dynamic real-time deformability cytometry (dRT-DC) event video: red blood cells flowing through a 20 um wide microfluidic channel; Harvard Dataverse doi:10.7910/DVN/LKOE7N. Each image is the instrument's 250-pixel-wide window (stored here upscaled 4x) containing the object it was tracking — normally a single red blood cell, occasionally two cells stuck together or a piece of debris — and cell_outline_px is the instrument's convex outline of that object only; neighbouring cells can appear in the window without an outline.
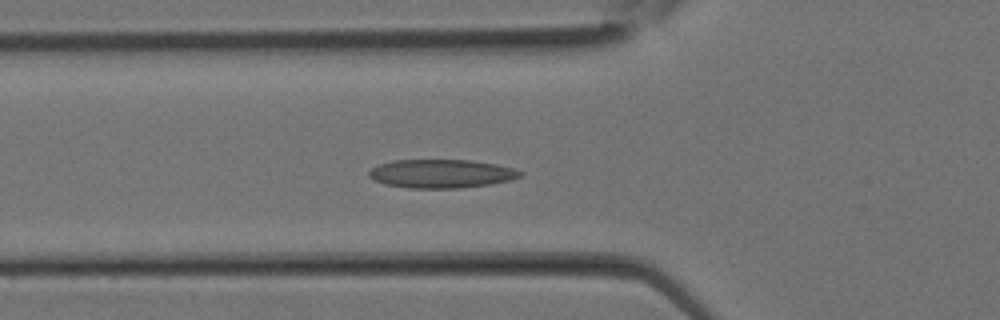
{"species": "Egyptian fruit bat (a non-hibernating species)", "species_latin": "Rousettus aegyptiacus", "temperature_condition": "room temperature", "stored_images_in_passage": 15, "camera_frame_rate_fps": 3000, "um_per_image_px": 0.085, "animal": {"sex": "female"}, "frame": {"image": 1, "passage_image": 11, "time_ms": 3.333, "image_size_px": [1000, 320], "cell_outline_px": [[524, 172], [520, 176], [508, 180], [488, 184], [460, 188], [412, 188], [384, 184], [368, 176], [368, 172], [372, 168], [380, 164], [392, 160], [468, 160], [496, 164], [512, 168]], "centroid_in_image_um": [37.48, 14.76], "position_along_channel_um": 88.3, "area_um2": 24.91}}
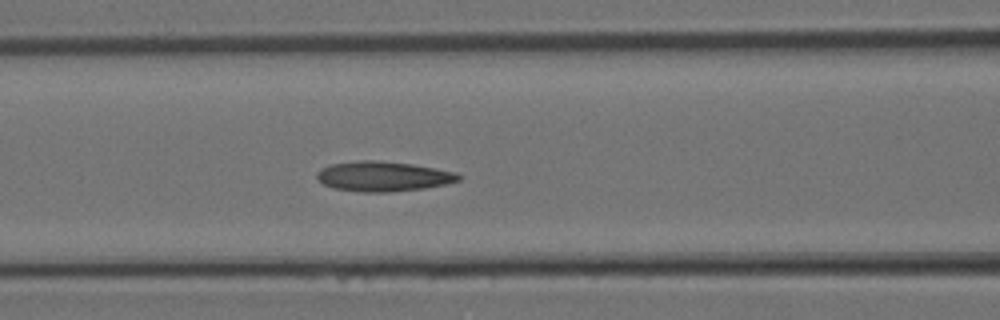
{"frame": {"image": 2, "passage_image": 13, "time_ms": 4.0, "image_size_px": [1000, 320], "cell_outline_px": [[464, 176], [460, 180], [444, 184], [424, 188], [388, 192], [360, 192], [332, 188], [324, 184], [316, 176], [316, 172], [320, 168], [332, 164], [356, 160], [376, 160], [412, 164], [436, 168], [456, 172]], "centroid_in_image_um": [32.57, 14.98], "position_along_channel_um": 134.0, "area_um2": 24.85}}
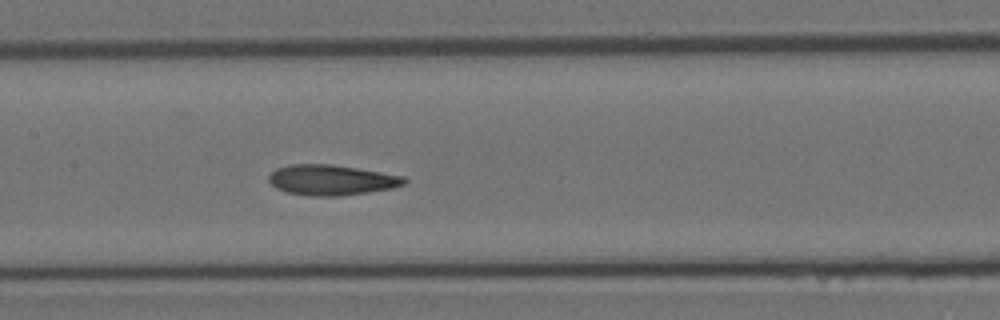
{"frame": {"image": 3, "passage_image": 15, "time_ms": 4.667, "image_size_px": [1000, 320], "cell_outline_px": [[408, 180], [404, 184], [392, 188], [368, 192], [340, 196], [312, 196], [288, 192], [276, 188], [268, 180], [268, 176], [276, 168], [288, 164], [332, 164], [404, 176]], "centroid_in_image_um": [28.16, 15.29], "position_along_channel_um": 179.2, "area_um2": 23.93}}